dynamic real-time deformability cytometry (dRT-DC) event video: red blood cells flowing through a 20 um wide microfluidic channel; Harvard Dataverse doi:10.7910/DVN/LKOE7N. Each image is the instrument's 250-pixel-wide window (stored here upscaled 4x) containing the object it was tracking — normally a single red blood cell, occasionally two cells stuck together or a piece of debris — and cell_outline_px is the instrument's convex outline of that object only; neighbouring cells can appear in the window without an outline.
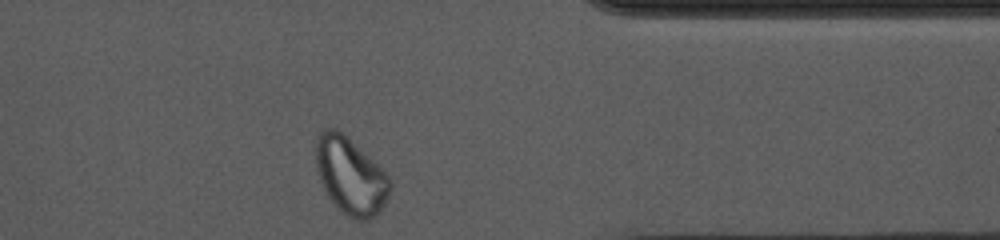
{"species": "common noctule bat (a hibernating species)", "species_latin": "Nyctalus noctula", "temperature_condition": "cold", "stored_images_in_passage": 28, "camera_frame_rate_fps": 3000, "um_per_image_px": 0.085, "animal": {"sex": "female", "body_mass_g": 10.0, "forearm_length_mm": 53.1}, "frame": {"image": 1, "passage_image": 28, "time_ms": 9.0, "image_size_px": [1000, 240], "cell_outline_px": [[392, 184], [388, 196], [380, 212], [376, 216], [368, 220], [360, 220], [348, 216], [328, 196], [320, 180], [316, 168], [316, 136], [324, 128], [336, 128], [348, 136], [388, 176]], "centroid_in_image_um": [29.78, 14.92], "position_along_channel_um": 381.6, "area_um2": 32.89}}